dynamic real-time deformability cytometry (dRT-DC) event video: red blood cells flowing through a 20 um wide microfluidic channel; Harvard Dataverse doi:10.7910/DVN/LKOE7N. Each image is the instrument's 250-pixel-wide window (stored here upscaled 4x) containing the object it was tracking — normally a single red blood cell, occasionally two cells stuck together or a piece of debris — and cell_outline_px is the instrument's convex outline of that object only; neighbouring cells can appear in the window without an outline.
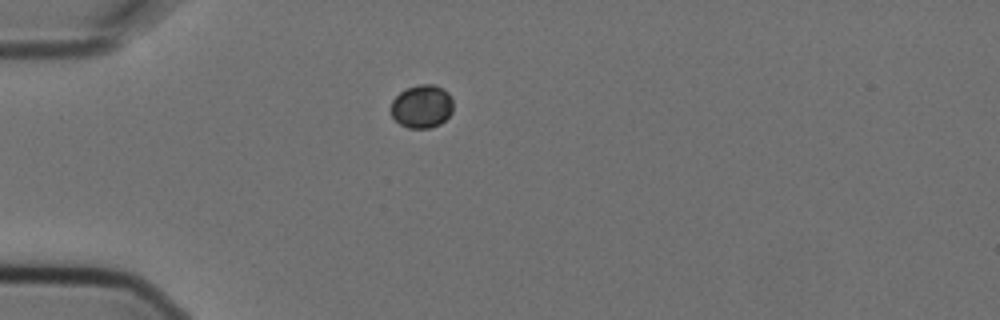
{"species": "Egyptian fruit bat (a non-hibernating species)", "species_latin": "Rousettus aegyptiacus", "temperature_condition": "cold", "stored_images_in_passage": 3, "camera_frame_rate_fps": 3000, "um_per_image_px": 0.085, "animal": {"sex": "female"}, "frame": {"image": 1, "passage_image": 1, "time_ms": 0.0, "image_size_px": [1000, 320], "cell_outline_px": [[452, 112], [440, 124], [428, 128], [408, 128], [400, 124], [392, 116], [392, 100], [400, 92], [408, 88], [420, 84], [432, 84], [444, 88], [448, 92], [452, 100]], "centroid_in_image_um": [35.87, 9.04], "position_along_channel_um": 49.1, "area_um2": 15.55}}
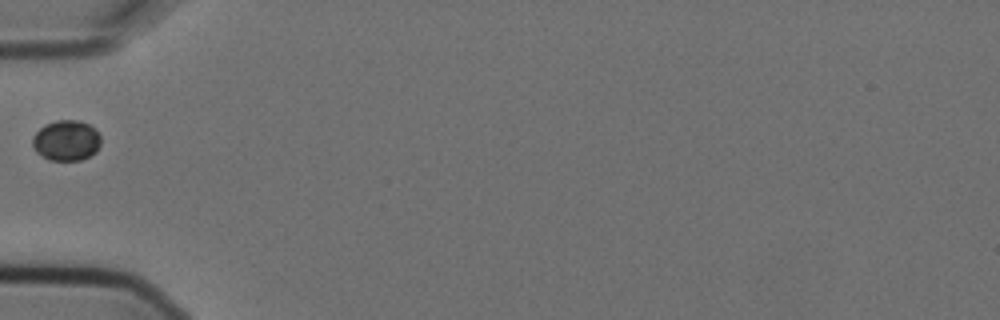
{"frame": {"image": 2, "passage_image": 2, "time_ms": 0.333, "image_size_px": [1000, 320], "cell_outline_px": [[100, 144], [96, 152], [80, 160], [52, 160], [36, 152], [32, 144], [32, 136], [44, 124], [56, 120], [80, 120], [96, 128], [100, 136]], "centroid_in_image_um": [5.64, 11.92], "position_along_channel_um": 79.4, "area_um2": 16.18}}
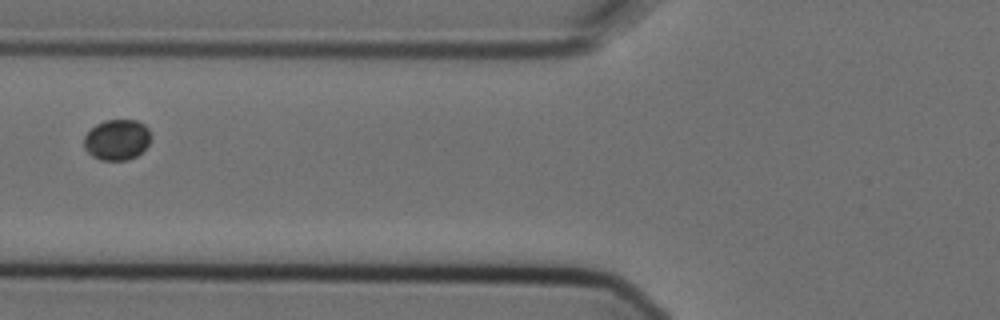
{"frame": {"image": 3, "passage_image": 3, "time_ms": 0.667, "image_size_px": [1000, 320], "cell_outline_px": [[152, 136], [148, 144], [136, 156], [128, 160], [100, 160], [92, 156], [84, 148], [84, 136], [96, 124], [104, 120], [136, 120], [144, 124], [148, 128]], "centroid_in_image_um": [9.94, 11.87], "position_along_channel_um": 115.9, "area_um2": 15.9}}